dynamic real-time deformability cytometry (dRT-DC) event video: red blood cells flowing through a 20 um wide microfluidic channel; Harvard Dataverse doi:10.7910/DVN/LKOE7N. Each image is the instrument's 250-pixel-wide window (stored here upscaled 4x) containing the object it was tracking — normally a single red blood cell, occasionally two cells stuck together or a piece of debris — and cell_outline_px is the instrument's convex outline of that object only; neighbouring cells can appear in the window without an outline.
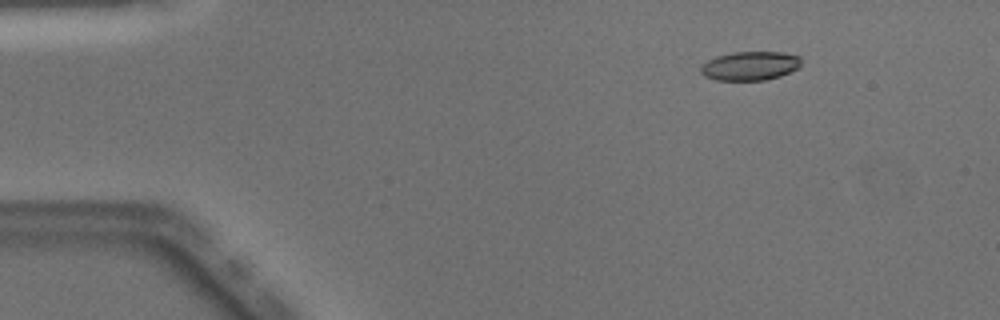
{"species": "Egyptian fruit bat (a non-hibernating species)", "species_latin": "Rousettus aegyptiacus", "temperature_condition": "warm", "stored_images_in_passage": 44, "camera_frame_rate_fps": 3000, "um_per_image_px": 0.085, "animal": {"sex": "male"}, "frame": {"image": 1, "passage_image": 1, "time_ms": 0.0, "image_size_px": [1000, 320], "cell_outline_px": [[800, 68], [780, 76], [764, 80], [716, 80], [704, 76], [700, 72], [700, 68], [708, 60], [716, 56], [732, 52], [780, 52], [800, 56]], "centroid_in_image_um": [63.76, 5.6], "position_along_channel_um": 21.2, "area_um2": 16.94}}
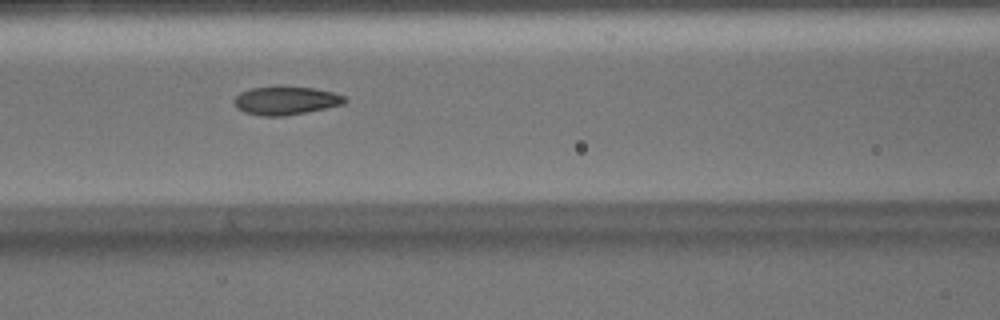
{"frame": {"image": 2, "passage_image": 16, "time_ms": 5.0, "image_size_px": [1000, 320], "cell_outline_px": [[344, 104], [284, 116], [264, 116], [244, 112], [236, 108], [232, 100], [240, 92], [252, 88], [312, 88], [332, 92], [344, 96]], "centroid_in_image_um": [24.23, 8.57], "position_along_channel_um": 142.4, "area_um2": 17.63}}
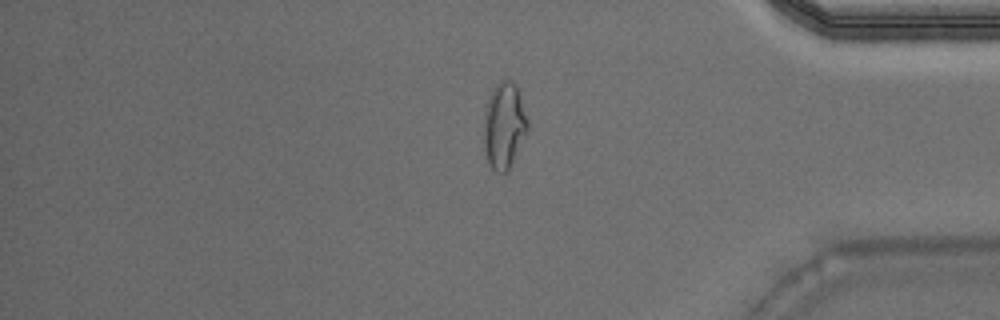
{"frame": {"image": 3, "passage_image": 36, "time_ms": 11.667, "image_size_px": [1000, 320], "cell_outline_px": [[528, 128], [508, 172], [504, 176], [496, 172], [488, 164], [484, 152], [484, 116], [488, 100], [496, 84], [500, 80], [512, 80], [516, 84], [520, 92], [528, 120]], "centroid_in_image_um": [42.85, 10.7], "position_along_channel_um": 392.4, "area_um2": 22.25}, "authors_computed_cell_mechanics": {"area_um2": 18.3804, "velocity_mm_per_s": 4.0899, "shape_relaxation_time_tau1_ms": null, "shape_relaxation_time_tau2_ms": 1.2436, "deformation_change_tau1": null, "deformation_change_tau2": 0.0802}}